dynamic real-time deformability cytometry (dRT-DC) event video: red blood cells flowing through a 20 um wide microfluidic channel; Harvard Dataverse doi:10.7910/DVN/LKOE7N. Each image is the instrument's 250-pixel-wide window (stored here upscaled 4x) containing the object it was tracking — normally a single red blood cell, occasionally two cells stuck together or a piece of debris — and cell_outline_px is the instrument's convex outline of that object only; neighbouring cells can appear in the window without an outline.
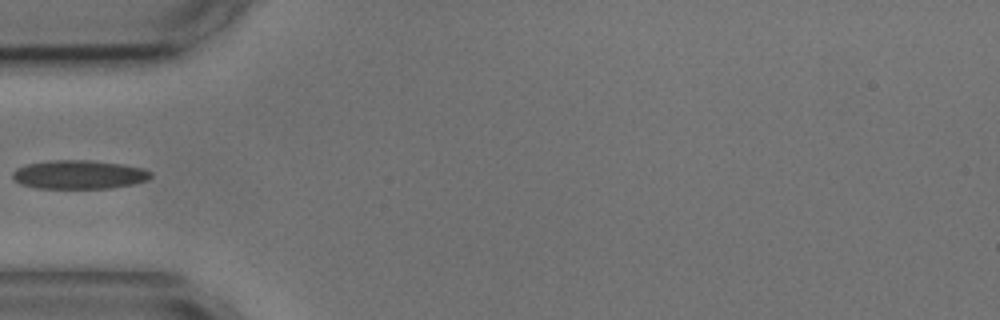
{"species": "common noctule bat (a hibernating species)", "species_latin": "Nyctalus noctula", "temperature_condition": "cold", "stored_images_in_passage": 4, "camera_frame_rate_fps": 3000, "um_per_image_px": 0.085, "animal": {"sex": "male", "body_mass_g": 17.9, "forearm_length_mm": 54.2}, "frame": {"image": 1, "passage_image": 4, "time_ms": 4.333, "image_size_px": [1000, 320], "cell_outline_px": [[152, 176], [148, 180], [132, 184], [112, 188], [36, 188], [20, 184], [12, 176], [12, 172], [16, 168], [28, 164], [52, 160], [92, 160], [124, 164], [144, 168], [152, 172]], "centroid_in_image_um": [6.75, 14.83], "position_along_channel_um": 78.3, "area_um2": 23.29}}